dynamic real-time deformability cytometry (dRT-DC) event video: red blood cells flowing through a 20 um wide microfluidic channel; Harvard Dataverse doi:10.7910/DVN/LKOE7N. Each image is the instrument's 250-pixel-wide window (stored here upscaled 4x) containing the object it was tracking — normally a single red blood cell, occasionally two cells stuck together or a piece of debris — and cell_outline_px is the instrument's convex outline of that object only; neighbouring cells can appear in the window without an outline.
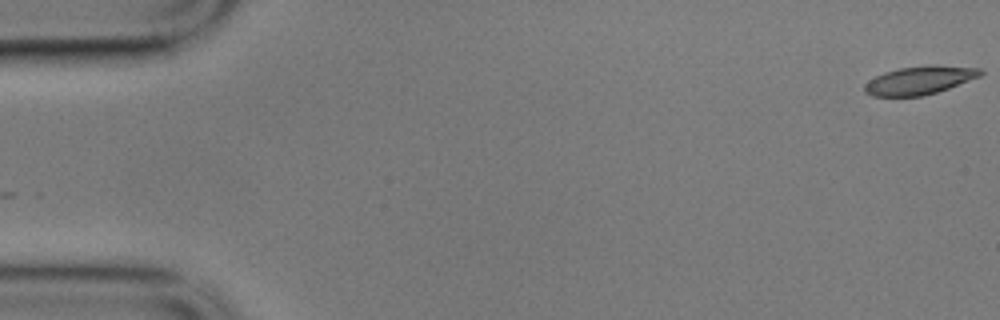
{"species": "common noctule bat (a hibernating species)", "species_latin": "Nyctalus noctula", "temperature_condition": "cold", "stored_images_in_passage": 15, "camera_frame_rate_fps": 3000, "um_per_image_px": 0.085, "animal": {"sex": "male", "body_mass_g": 17.9}, "frame": {"image": 1, "passage_image": 1, "time_ms": 0.0, "image_size_px": [1000, 320], "cell_outline_px": [[984, 72], [980, 76], [948, 88], [936, 92], [920, 96], [872, 96], [864, 92], [864, 84], [868, 80], [884, 72], [900, 68], [932, 64], [936, 64], [980, 68]], "centroid_in_image_um": [78.15, 6.81], "position_along_channel_um": 6.8, "area_um2": 19.13}}
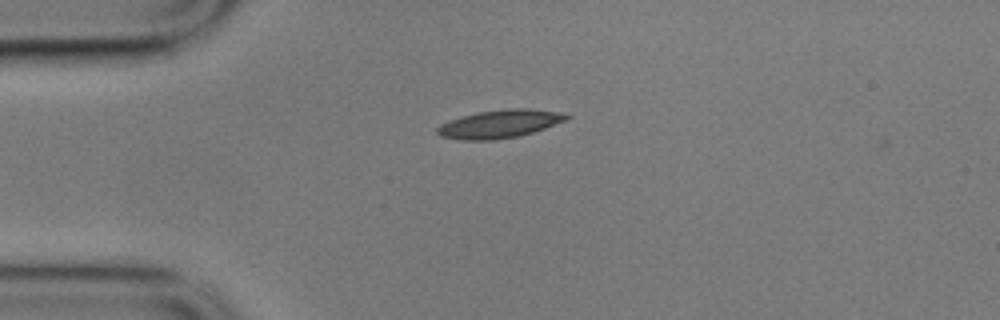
{"frame": {"image": 2, "passage_image": 14, "time_ms": 4.333, "image_size_px": [1000, 320], "cell_outline_px": [[572, 116], [564, 120], [544, 128], [520, 136], [496, 140], [460, 140], [440, 136], [436, 132], [436, 128], [440, 124], [476, 112], [508, 108], [528, 108], [560, 112]], "centroid_in_image_um": [42.45, 10.54], "position_along_channel_um": 42.6, "area_um2": 21.1}}